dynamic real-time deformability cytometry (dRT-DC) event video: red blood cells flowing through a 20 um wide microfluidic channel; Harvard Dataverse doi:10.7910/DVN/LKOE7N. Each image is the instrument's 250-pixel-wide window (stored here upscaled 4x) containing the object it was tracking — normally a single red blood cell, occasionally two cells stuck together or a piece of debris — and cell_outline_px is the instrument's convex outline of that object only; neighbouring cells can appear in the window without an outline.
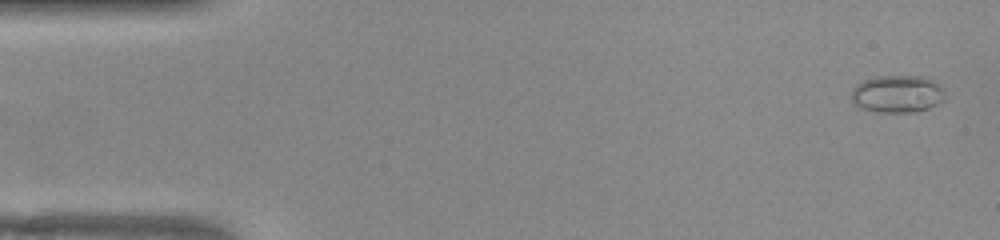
{"species": "common noctule bat (a hibernating species)", "species_latin": "Nyctalus noctula", "temperature_condition": "warm", "stored_images_in_passage": 51, "camera_frame_rate_fps": 3000, "um_per_image_px": 0.085, "animal": {"sex": "female", "body_mass_g": 22.0, "forearm_length_mm": 56.7}, "frame": {"image": 1, "passage_image": 1, "time_ms": 0.0, "image_size_px": [1000, 240], "cell_outline_px": [[944, 100], [928, 108], [916, 112], [876, 112], [860, 108], [848, 96], [852, 88], [856, 84], [864, 80], [876, 76], [924, 76], [932, 80], [944, 88]], "centroid_in_image_um": [76.24, 7.98], "position_along_channel_um": 8.8, "area_um2": 20.69}}
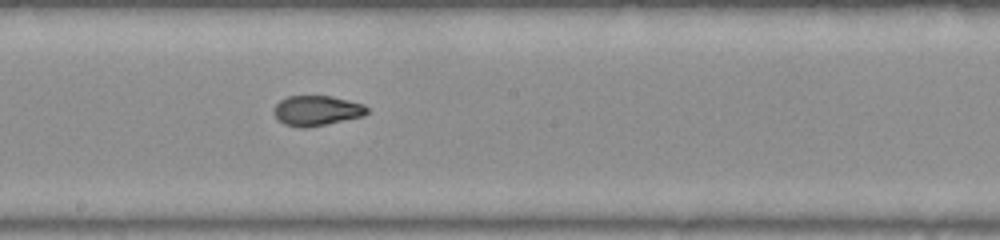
{"frame": {"image": 2, "passage_image": 27, "time_ms": 8.667, "image_size_px": [1000, 240], "cell_outline_px": [[368, 112], [364, 116], [308, 128], [300, 128], [284, 124], [272, 112], [276, 104], [280, 100], [288, 96], [332, 96], [364, 104], [368, 108]], "centroid_in_image_um": [26.93, 9.4], "position_along_channel_um": 221.3, "area_um2": 16.42}}
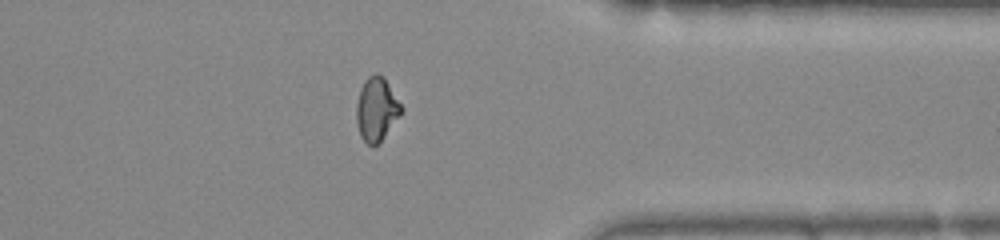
{"frame": {"image": 3, "passage_image": 40, "time_ms": 13.0, "image_size_px": [1000, 240], "cell_outline_px": [[404, 108], [380, 144], [372, 148], [360, 136], [356, 120], [356, 104], [360, 92], [368, 76], [376, 72], [384, 76]], "centroid_in_image_um": [32.02, 9.31], "position_along_channel_um": 379.4, "area_um2": 16.76}, "authors_computed_cell_mechanics": {"area_um2": 16.9354, "velocity_mm_per_s": 3.911, "shape_relaxation_time_tau1_ms": null, "shape_relaxation_time_tau2_ms": 1.0096, "deformation_change_tau1": null, "deformation_change_tau2": 0.0574}}